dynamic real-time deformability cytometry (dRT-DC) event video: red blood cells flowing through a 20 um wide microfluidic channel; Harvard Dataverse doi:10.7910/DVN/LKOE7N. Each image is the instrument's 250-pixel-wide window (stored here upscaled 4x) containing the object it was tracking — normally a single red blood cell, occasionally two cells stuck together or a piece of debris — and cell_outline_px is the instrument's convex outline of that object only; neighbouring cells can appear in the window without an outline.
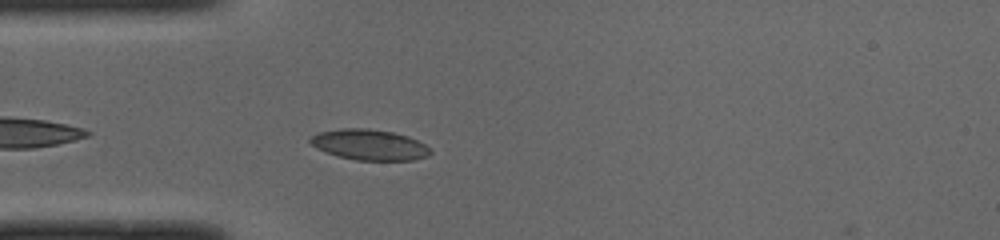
{"species": "common noctule bat (a hibernating species)", "species_latin": "Nyctalus noctula", "temperature_condition": "cold", "stored_images_in_passage": 40, "camera_frame_rate_fps": 3000, "um_per_image_px": 0.085, "animal": {"sex": "male", "body_mass_g": 19.0, "forearm_length_mm": 50.8}, "frame": {"image": 1, "passage_image": 4, "time_ms": 1.0, "image_size_px": [1000, 240], "cell_outline_px": [[432, 152], [428, 156], [412, 160], [356, 160], [336, 156], [316, 148], [308, 140], [312, 136], [320, 132], [340, 128], [368, 128], [392, 132], [408, 136], [432, 148]], "centroid_in_image_um": [31.41, 12.3], "position_along_channel_um": 53.6, "area_um2": 21.5}}
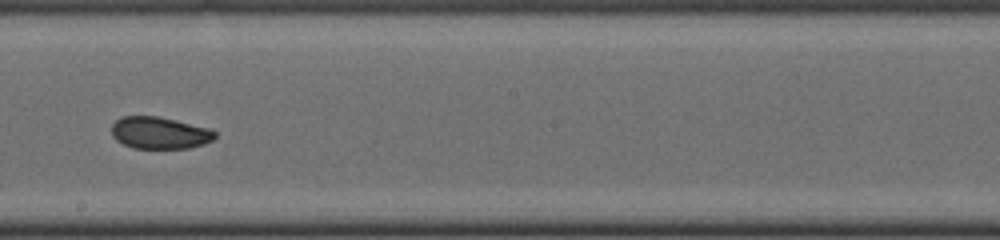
{"frame": {"image": 2, "passage_image": 18, "time_ms": 5.667, "image_size_px": [1000, 240], "cell_outline_px": [[216, 136], [212, 140], [204, 144], [188, 148], [132, 148], [116, 140], [112, 136], [112, 124], [116, 120], [124, 116], [156, 116], [176, 120], [212, 128], [216, 132]], "centroid_in_image_um": [13.59, 11.29], "position_along_channel_um": 234.6, "area_um2": 19.36}}
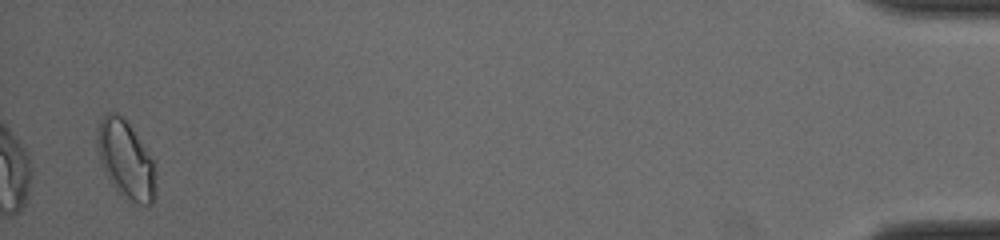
{"frame": {"image": 3, "passage_image": 39, "time_ms": 12.667, "image_size_px": [1000, 240], "cell_outline_px": [[156, 196], [152, 204], [148, 208], [136, 204], [120, 196], [104, 172], [96, 148], [96, 132], [100, 120], [108, 112], [116, 112], [128, 124], [156, 164]], "centroid_in_image_um": [10.71, 13.66], "position_along_channel_um": 424.5, "area_um2": 27.05}, "authors_computed_cell_mechanics": {"area_um2": 20.5479, "velocity_mm_per_s": 3.9868, "shape_relaxation_time_tau1_ms": 9.9897, "shape_relaxation_time_tau2_ms": 1.7138, "deformation_change_tau1": 0.1691, "deformation_change_tau2": 0.0479}}